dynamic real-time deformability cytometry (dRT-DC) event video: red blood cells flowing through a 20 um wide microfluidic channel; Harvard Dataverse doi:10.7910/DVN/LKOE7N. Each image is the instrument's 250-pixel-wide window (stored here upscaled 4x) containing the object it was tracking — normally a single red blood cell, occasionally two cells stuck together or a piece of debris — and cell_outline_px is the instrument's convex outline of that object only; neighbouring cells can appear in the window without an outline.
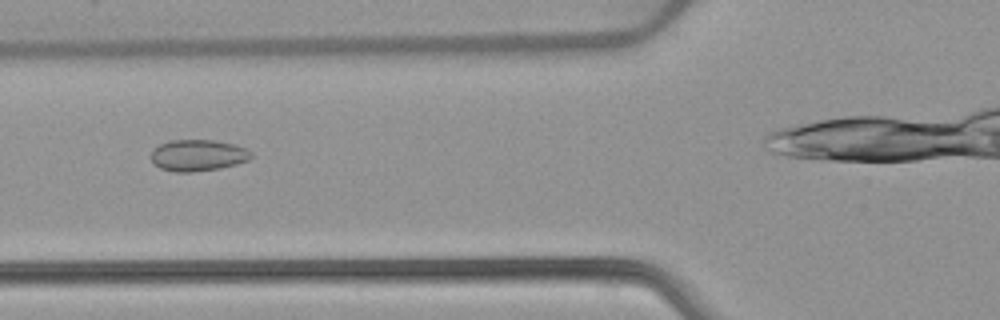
{"species": "common noctule bat (a hibernating species)", "species_latin": "Nyctalus noctula", "temperature_condition": "warm", "stored_images_in_passage": 33, "camera_frame_rate_fps": 3000, "um_per_image_px": 0.085, "animal": {"sex": "female", "body_mass_g": 22.7, "forearm_length_mm": 54.2}, "frame": {"image": 1, "passage_image": 10, "time_ms": 3.0, "image_size_px": [1000, 320], "cell_outline_px": [[252, 156], [248, 160], [236, 164], [220, 168], [192, 172], [176, 172], [160, 168], [152, 160], [152, 148], [168, 140], [212, 140], [236, 144], [252, 152]], "centroid_in_image_um": [16.82, 13.19], "position_along_channel_um": 109.0, "area_um2": 18.32}}
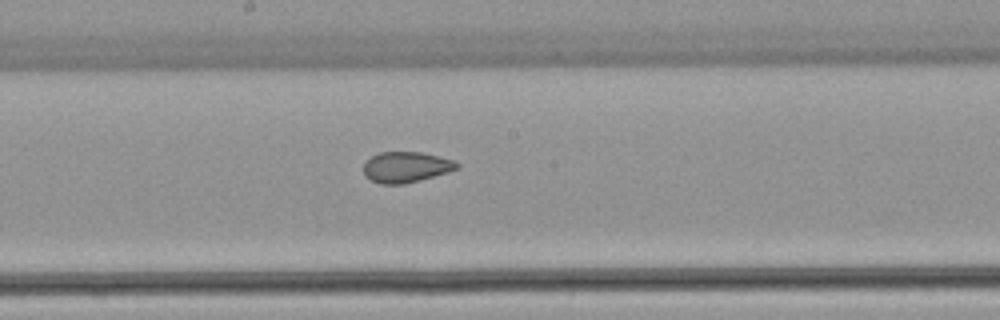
{"frame": {"image": 2, "passage_image": 18, "time_ms": 5.667, "image_size_px": [1000, 320], "cell_outline_px": [[460, 164], [456, 168], [448, 172], [404, 184], [380, 184], [364, 176], [364, 160], [380, 152], [420, 152], [452, 160]], "centroid_in_image_um": [34.45, 14.2], "position_along_channel_um": 213.7, "area_um2": 16.53}}
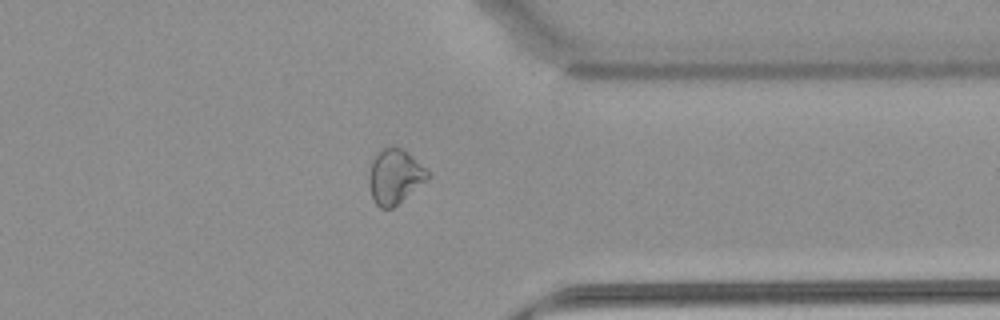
{"frame": {"image": 3, "passage_image": 31, "time_ms": 10.0, "image_size_px": [1000, 320], "cell_outline_px": [[428, 176], [424, 180], [392, 208], [380, 208], [376, 204], [372, 196], [368, 184], [368, 176], [372, 160], [384, 148], [400, 148], [408, 152], [428, 172]], "centroid_in_image_um": [33.49, 15.01], "position_along_channel_um": 377.9, "area_um2": 17.86}}